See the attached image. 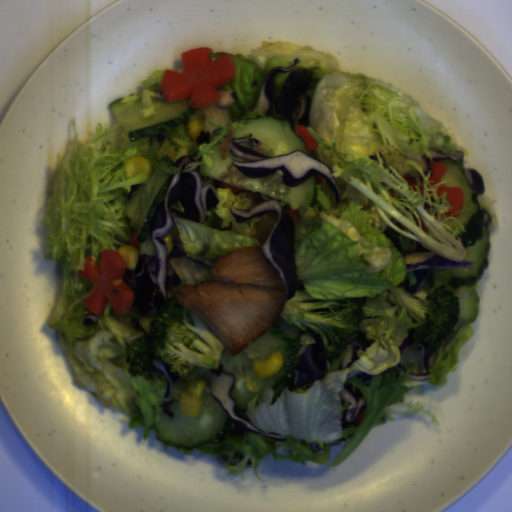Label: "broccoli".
I'll list each match as a JSON object with an SVG mask.
<instances>
[{"label":"broccoli","mask_w":512,"mask_h":512,"mask_svg":"<svg viewBox=\"0 0 512 512\" xmlns=\"http://www.w3.org/2000/svg\"><path fill=\"white\" fill-rule=\"evenodd\" d=\"M397 293L407 311L416 321L423 323L417 331L418 337L429 348L437 351L442 341L450 338L457 325L461 301L446 286H437L422 300L401 287Z\"/></svg>","instance_id":"broccoli-3"},{"label":"broccoli","mask_w":512,"mask_h":512,"mask_svg":"<svg viewBox=\"0 0 512 512\" xmlns=\"http://www.w3.org/2000/svg\"><path fill=\"white\" fill-rule=\"evenodd\" d=\"M226 349L203 321L174 297L159 308L147 334L125 350L124 361L131 377L140 374L154 384L166 377L153 366V359L163 360L176 381L196 368L218 370Z\"/></svg>","instance_id":"broccoli-1"},{"label":"broccoli","mask_w":512,"mask_h":512,"mask_svg":"<svg viewBox=\"0 0 512 512\" xmlns=\"http://www.w3.org/2000/svg\"><path fill=\"white\" fill-rule=\"evenodd\" d=\"M367 297H350L342 300L313 299L304 289H296L292 299L283 302L279 317L287 320L290 315L303 312V318L293 322L303 330L317 332L325 345L326 358L338 357L359 335L363 309Z\"/></svg>","instance_id":"broccoli-2"}]
</instances>
